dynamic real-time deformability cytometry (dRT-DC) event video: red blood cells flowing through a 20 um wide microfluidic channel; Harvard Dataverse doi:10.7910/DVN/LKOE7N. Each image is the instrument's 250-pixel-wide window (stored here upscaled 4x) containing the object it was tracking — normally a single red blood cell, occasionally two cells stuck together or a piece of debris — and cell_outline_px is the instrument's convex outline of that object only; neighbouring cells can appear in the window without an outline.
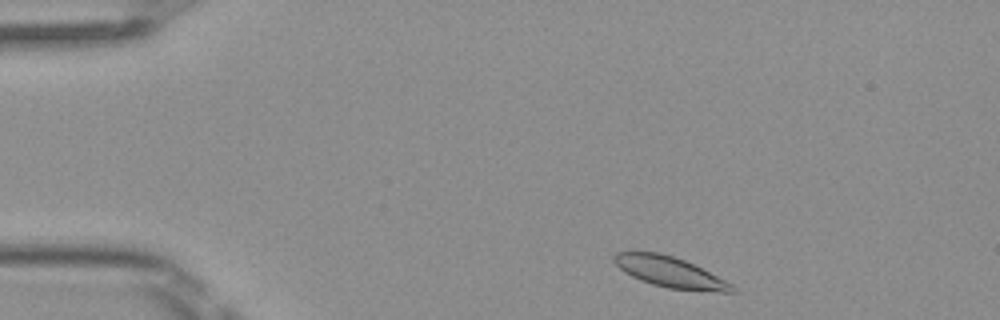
{"species": "Egyptian fruit bat (a non-hibernating species)", "species_latin": "Rousettus aegyptiacus", "temperature_condition": "room temperature", "stored_images_in_passage": 44, "camera_frame_rate_fps": 3000, "um_per_image_px": 0.085, "frame": {"image": 1, "passage_image": 2, "time_ms": 0.333, "image_size_px": [1000, 320], "cell_outline_px": [[740, 292], [720, 292], [668, 288], [652, 284], [640, 280], [624, 272], [612, 260], [612, 256], [616, 252], [660, 252], [684, 260], [732, 284]], "centroid_in_image_um": [56.92, 23.13], "position_along_channel_um": 28.1, "area_um2": 20.81}}
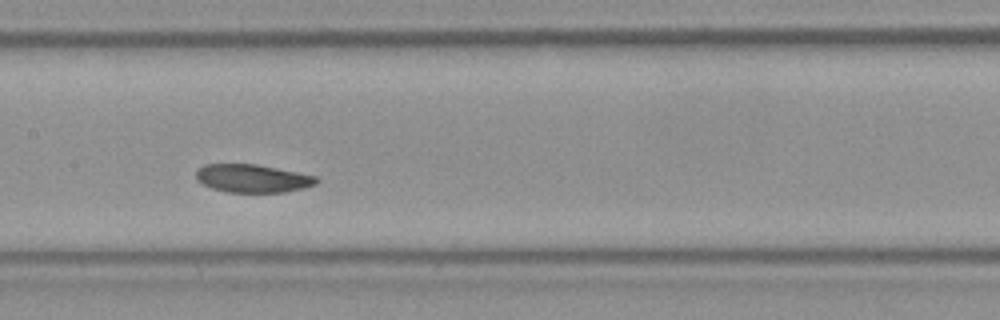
{"frame": {"image": 2, "passage_image": 19, "time_ms": 6.0, "image_size_px": [1000, 320], "cell_outline_px": [[320, 180], [316, 184], [304, 188], [284, 192], [228, 192], [212, 188], [196, 180], [196, 172], [204, 164], [256, 164], [316, 176]], "centroid_in_image_um": [21.47, 15.16], "position_along_channel_um": 185.9, "area_um2": 19.59}}
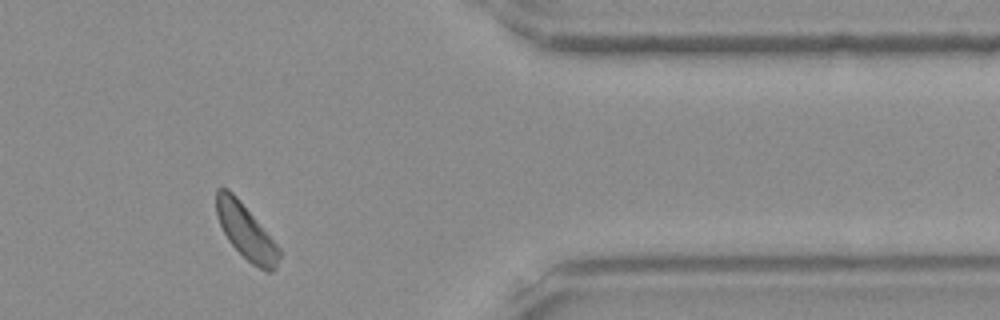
{"frame": {"image": 3, "passage_image": 36, "time_ms": 11.667, "image_size_px": [1000, 320], "cell_outline_px": [[280, 256], [272, 272], [268, 272], [252, 264], [228, 240], [216, 216], [216, 188], [228, 188], [240, 200], [280, 248]], "centroid_in_image_um": [20.88, 19.66], "position_along_channel_um": 390.5, "area_um2": 19.71}, "authors_computed_cell_mechanics": {"area_um2": 20.4901, "velocity_mm_per_s": 3.9817, "shape_relaxation_time_tau1_ms": 2.4122, "shape_relaxation_time_tau2_ms": null, "deformation_change_tau1": 0.079, "deformation_change_tau2": null}}